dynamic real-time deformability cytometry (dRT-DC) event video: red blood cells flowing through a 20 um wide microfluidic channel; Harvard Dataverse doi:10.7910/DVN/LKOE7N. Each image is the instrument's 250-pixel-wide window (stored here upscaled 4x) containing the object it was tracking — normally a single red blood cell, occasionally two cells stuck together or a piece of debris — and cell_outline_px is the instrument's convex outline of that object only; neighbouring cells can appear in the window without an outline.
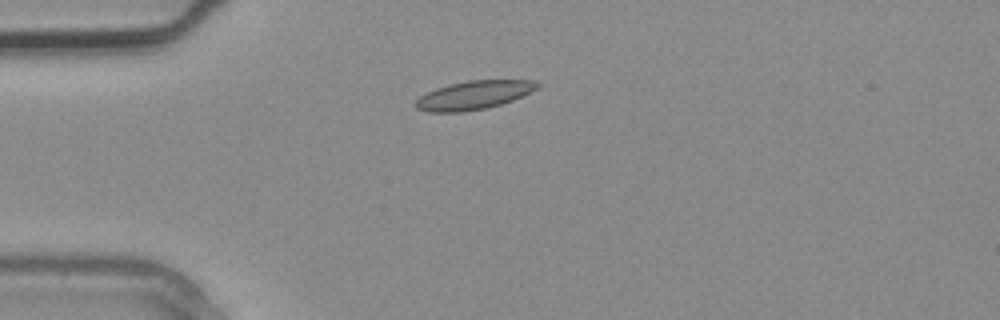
{"species": "common noctule bat (a hibernating species)", "species_latin": "Nyctalus noctula", "temperature_condition": "warm", "stored_images_in_passage": 3, "camera_frame_rate_fps": 3000, "um_per_image_px": 0.085, "animal": {"sex": "male", "body_mass_g": 20.4}, "frame": {"image": 1, "passage_image": 3, "time_ms": 0.667, "image_size_px": [1000, 320], "cell_outline_px": [[544, 84], [540, 88], [512, 100], [500, 104], [484, 108], [460, 112], [428, 112], [416, 108], [412, 104], [420, 96], [436, 88], [448, 84], [468, 80], [532, 80]], "centroid_in_image_um": [40.28, 8.07], "position_along_channel_um": 44.7, "area_um2": 20.35}}